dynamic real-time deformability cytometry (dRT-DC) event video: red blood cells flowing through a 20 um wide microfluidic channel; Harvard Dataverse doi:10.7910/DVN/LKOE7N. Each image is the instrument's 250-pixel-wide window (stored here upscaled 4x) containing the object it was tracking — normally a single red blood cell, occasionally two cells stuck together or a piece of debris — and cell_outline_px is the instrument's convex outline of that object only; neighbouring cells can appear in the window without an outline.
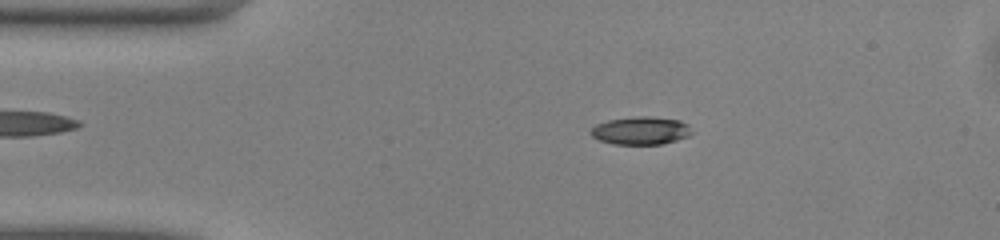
{"species": "common noctule bat (a hibernating species)", "species_latin": "Nyctalus noctula", "temperature_condition": "warm", "stored_images_in_passage": 49, "camera_frame_rate_fps": 3000, "um_per_image_px": 0.085, "animal": {"sex": "male", "body_mass_g": 13.0, "forearm_length_mm": 53.1}, "frame": {"image": 1, "passage_image": 8, "time_ms": 2.333, "image_size_px": [1000, 240], "cell_outline_px": [[692, 132], [688, 136], [676, 140], [660, 144], [612, 144], [600, 140], [592, 136], [588, 132], [596, 124], [608, 120], [636, 116], [648, 116], [680, 120], [688, 124]], "centroid_in_image_um": [54.45, 11.1], "position_along_channel_um": 30.6, "area_um2": 16.42}}
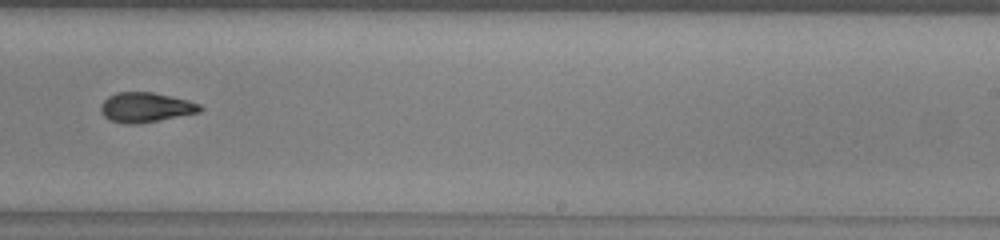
{"frame": {"image": 2, "passage_image": 29, "time_ms": 9.333, "image_size_px": [1000, 240], "cell_outline_px": [[204, 108], [200, 112], [136, 124], [124, 124], [108, 120], [100, 112], [100, 104], [108, 96], [116, 92], [152, 92], [188, 100], [200, 104]], "centroid_in_image_um": [12.34, 9.12], "position_along_channel_um": 276.7, "area_um2": 17.28}}
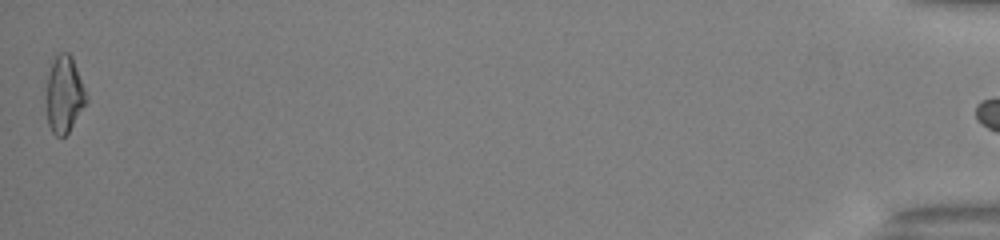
{"frame": {"image": 3, "passage_image": 48, "time_ms": 15.667, "image_size_px": [1000, 240], "cell_outline_px": [[88, 100], [68, 132], [64, 136], [56, 136], [52, 132], [48, 124], [48, 76], [52, 64], [56, 56], [60, 52], [68, 52], [72, 56], [88, 96]], "centroid_in_image_um": [5.5, 8.02], "position_along_channel_um": 429.7, "area_um2": 17.4}, "authors_computed_cell_mechanics": {"area_um2": 17.2244, "velocity_mm_per_s": 4.1184, "shape_relaxation_time_tau1_ms": 3.9834, "shape_relaxation_time_tau2_ms": 2.5813, "deformation_change_tau1": 0.15, "deformation_change_tau2": 0.0906}}